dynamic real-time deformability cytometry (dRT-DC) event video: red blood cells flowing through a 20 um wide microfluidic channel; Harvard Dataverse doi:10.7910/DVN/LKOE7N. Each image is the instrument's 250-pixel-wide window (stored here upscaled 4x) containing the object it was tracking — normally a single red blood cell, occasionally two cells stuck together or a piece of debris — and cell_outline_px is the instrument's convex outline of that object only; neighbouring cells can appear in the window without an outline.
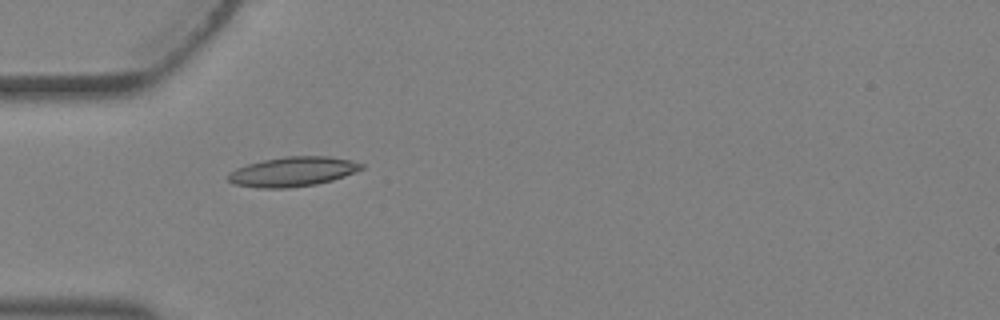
{"species": "Egyptian fruit bat (a non-hibernating species)", "species_latin": "Rousettus aegyptiacus", "temperature_condition": "warm", "stored_images_in_passage": 1, "camera_frame_rate_fps": 3000, "um_per_image_px": 0.085, "animal": {"sex": "female"}, "frame": {"image": 1, "passage_image": 1, "time_ms": 0.0, "image_size_px": [1000, 320], "cell_outline_px": [[364, 168], [344, 176], [332, 180], [316, 184], [288, 188], [256, 188], [232, 184], [228, 180], [228, 172], [236, 168], [248, 164], [264, 160], [284, 156], [328, 156], [348, 160], [364, 164]], "centroid_in_image_um": [24.84, 14.6], "position_along_channel_um": 60.2, "area_um2": 23.0}}